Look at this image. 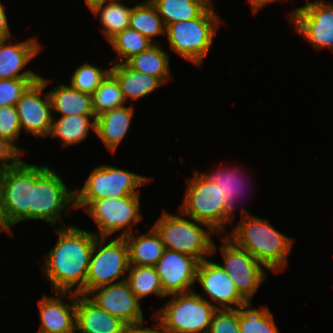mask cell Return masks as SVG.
Returning <instances> with one entry per match:
<instances>
[{
  "label": "cell",
  "instance_id": "obj_19",
  "mask_svg": "<svg viewBox=\"0 0 333 333\" xmlns=\"http://www.w3.org/2000/svg\"><path fill=\"white\" fill-rule=\"evenodd\" d=\"M0 41V79H40V75L24 67L43 50L35 37L9 44ZM23 72H22V71Z\"/></svg>",
  "mask_w": 333,
  "mask_h": 333
},
{
  "label": "cell",
  "instance_id": "obj_6",
  "mask_svg": "<svg viewBox=\"0 0 333 333\" xmlns=\"http://www.w3.org/2000/svg\"><path fill=\"white\" fill-rule=\"evenodd\" d=\"M171 295L164 307L156 309L154 319L171 333H208L218 306L194 290Z\"/></svg>",
  "mask_w": 333,
  "mask_h": 333
},
{
  "label": "cell",
  "instance_id": "obj_27",
  "mask_svg": "<svg viewBox=\"0 0 333 333\" xmlns=\"http://www.w3.org/2000/svg\"><path fill=\"white\" fill-rule=\"evenodd\" d=\"M158 10L164 25L199 17L212 0H150Z\"/></svg>",
  "mask_w": 333,
  "mask_h": 333
},
{
  "label": "cell",
  "instance_id": "obj_16",
  "mask_svg": "<svg viewBox=\"0 0 333 333\" xmlns=\"http://www.w3.org/2000/svg\"><path fill=\"white\" fill-rule=\"evenodd\" d=\"M199 261L187 254L165 249L155 268L167 295L193 291Z\"/></svg>",
  "mask_w": 333,
  "mask_h": 333
},
{
  "label": "cell",
  "instance_id": "obj_41",
  "mask_svg": "<svg viewBox=\"0 0 333 333\" xmlns=\"http://www.w3.org/2000/svg\"><path fill=\"white\" fill-rule=\"evenodd\" d=\"M4 5L0 1V41L11 39V32L9 28V22L5 13Z\"/></svg>",
  "mask_w": 333,
  "mask_h": 333
},
{
  "label": "cell",
  "instance_id": "obj_20",
  "mask_svg": "<svg viewBox=\"0 0 333 333\" xmlns=\"http://www.w3.org/2000/svg\"><path fill=\"white\" fill-rule=\"evenodd\" d=\"M129 333V327L93 303L87 295L77 294L76 332Z\"/></svg>",
  "mask_w": 333,
  "mask_h": 333
},
{
  "label": "cell",
  "instance_id": "obj_39",
  "mask_svg": "<svg viewBox=\"0 0 333 333\" xmlns=\"http://www.w3.org/2000/svg\"><path fill=\"white\" fill-rule=\"evenodd\" d=\"M23 154L7 139L0 137V171L17 165Z\"/></svg>",
  "mask_w": 333,
  "mask_h": 333
},
{
  "label": "cell",
  "instance_id": "obj_40",
  "mask_svg": "<svg viewBox=\"0 0 333 333\" xmlns=\"http://www.w3.org/2000/svg\"><path fill=\"white\" fill-rule=\"evenodd\" d=\"M155 321V328H145L143 327L144 323H140L134 327L129 328V333H171L157 319Z\"/></svg>",
  "mask_w": 333,
  "mask_h": 333
},
{
  "label": "cell",
  "instance_id": "obj_24",
  "mask_svg": "<svg viewBox=\"0 0 333 333\" xmlns=\"http://www.w3.org/2000/svg\"><path fill=\"white\" fill-rule=\"evenodd\" d=\"M48 94L53 116L54 113L62 116L95 115L91 94L80 92L71 85L60 84Z\"/></svg>",
  "mask_w": 333,
  "mask_h": 333
},
{
  "label": "cell",
  "instance_id": "obj_18",
  "mask_svg": "<svg viewBox=\"0 0 333 333\" xmlns=\"http://www.w3.org/2000/svg\"><path fill=\"white\" fill-rule=\"evenodd\" d=\"M57 297L43 295L39 299V331L44 333H75L76 331V299L77 294L55 292ZM69 299L68 302L62 299Z\"/></svg>",
  "mask_w": 333,
  "mask_h": 333
},
{
  "label": "cell",
  "instance_id": "obj_5",
  "mask_svg": "<svg viewBox=\"0 0 333 333\" xmlns=\"http://www.w3.org/2000/svg\"><path fill=\"white\" fill-rule=\"evenodd\" d=\"M21 160L17 165L1 172L3 227L11 233L21 221L29 220L32 208V185L48 169Z\"/></svg>",
  "mask_w": 333,
  "mask_h": 333
},
{
  "label": "cell",
  "instance_id": "obj_3",
  "mask_svg": "<svg viewBox=\"0 0 333 333\" xmlns=\"http://www.w3.org/2000/svg\"><path fill=\"white\" fill-rule=\"evenodd\" d=\"M192 221L189 217L186 219L162 211L153 227L159 233L165 249L190 255L201 262L216 252L217 247L211 239V234L216 232L204 223ZM200 224L208 229H203Z\"/></svg>",
  "mask_w": 333,
  "mask_h": 333
},
{
  "label": "cell",
  "instance_id": "obj_28",
  "mask_svg": "<svg viewBox=\"0 0 333 333\" xmlns=\"http://www.w3.org/2000/svg\"><path fill=\"white\" fill-rule=\"evenodd\" d=\"M126 63L136 71L158 78L163 84L168 82V77H172L169 55L157 43L133 56Z\"/></svg>",
  "mask_w": 333,
  "mask_h": 333
},
{
  "label": "cell",
  "instance_id": "obj_22",
  "mask_svg": "<svg viewBox=\"0 0 333 333\" xmlns=\"http://www.w3.org/2000/svg\"><path fill=\"white\" fill-rule=\"evenodd\" d=\"M110 69L120 85L126 103L129 98L140 99L164 85L158 78L136 71L127 63L114 64Z\"/></svg>",
  "mask_w": 333,
  "mask_h": 333
},
{
  "label": "cell",
  "instance_id": "obj_29",
  "mask_svg": "<svg viewBox=\"0 0 333 333\" xmlns=\"http://www.w3.org/2000/svg\"><path fill=\"white\" fill-rule=\"evenodd\" d=\"M121 1L123 2V0H112L91 11L95 16L100 17L101 30L108 42L130 26L132 7L122 4Z\"/></svg>",
  "mask_w": 333,
  "mask_h": 333
},
{
  "label": "cell",
  "instance_id": "obj_14",
  "mask_svg": "<svg viewBox=\"0 0 333 333\" xmlns=\"http://www.w3.org/2000/svg\"><path fill=\"white\" fill-rule=\"evenodd\" d=\"M49 81L47 78L40 77L16 104L21 129L36 138L47 137L51 129L53 114L48 92L44 98L41 97Z\"/></svg>",
  "mask_w": 333,
  "mask_h": 333
},
{
  "label": "cell",
  "instance_id": "obj_23",
  "mask_svg": "<svg viewBox=\"0 0 333 333\" xmlns=\"http://www.w3.org/2000/svg\"><path fill=\"white\" fill-rule=\"evenodd\" d=\"M129 250L130 265L155 267L165 250L159 233L154 227L143 235L135 236V233L124 237Z\"/></svg>",
  "mask_w": 333,
  "mask_h": 333
},
{
  "label": "cell",
  "instance_id": "obj_15",
  "mask_svg": "<svg viewBox=\"0 0 333 333\" xmlns=\"http://www.w3.org/2000/svg\"><path fill=\"white\" fill-rule=\"evenodd\" d=\"M98 307L111 316L119 318L129 328L144 323L140 300L135 296L126 280L104 285L91 290L87 296Z\"/></svg>",
  "mask_w": 333,
  "mask_h": 333
},
{
  "label": "cell",
  "instance_id": "obj_31",
  "mask_svg": "<svg viewBox=\"0 0 333 333\" xmlns=\"http://www.w3.org/2000/svg\"><path fill=\"white\" fill-rule=\"evenodd\" d=\"M128 274L126 281L140 301L141 298L151 294L159 297L167 296L162 290L161 281L155 267L130 265Z\"/></svg>",
  "mask_w": 333,
  "mask_h": 333
},
{
  "label": "cell",
  "instance_id": "obj_2",
  "mask_svg": "<svg viewBox=\"0 0 333 333\" xmlns=\"http://www.w3.org/2000/svg\"><path fill=\"white\" fill-rule=\"evenodd\" d=\"M240 219L227 238L247 250L265 268L277 273L286 269L293 238L243 208Z\"/></svg>",
  "mask_w": 333,
  "mask_h": 333
},
{
  "label": "cell",
  "instance_id": "obj_26",
  "mask_svg": "<svg viewBox=\"0 0 333 333\" xmlns=\"http://www.w3.org/2000/svg\"><path fill=\"white\" fill-rule=\"evenodd\" d=\"M218 168L216 172L210 174L204 173V175L210 179L214 185L219 189L222 196H224L225 204V225L230 224L233 221L234 208L237 199H239L244 193L245 182L243 175L239 169L235 168ZM245 194V193H244Z\"/></svg>",
  "mask_w": 333,
  "mask_h": 333
},
{
  "label": "cell",
  "instance_id": "obj_8",
  "mask_svg": "<svg viewBox=\"0 0 333 333\" xmlns=\"http://www.w3.org/2000/svg\"><path fill=\"white\" fill-rule=\"evenodd\" d=\"M188 185L180 214L208 225L214 232L221 234L225 230L224 196L204 173L194 171Z\"/></svg>",
  "mask_w": 333,
  "mask_h": 333
},
{
  "label": "cell",
  "instance_id": "obj_32",
  "mask_svg": "<svg viewBox=\"0 0 333 333\" xmlns=\"http://www.w3.org/2000/svg\"><path fill=\"white\" fill-rule=\"evenodd\" d=\"M251 306V301H248L238 308L240 333H279L267 307L256 309Z\"/></svg>",
  "mask_w": 333,
  "mask_h": 333
},
{
  "label": "cell",
  "instance_id": "obj_21",
  "mask_svg": "<svg viewBox=\"0 0 333 333\" xmlns=\"http://www.w3.org/2000/svg\"><path fill=\"white\" fill-rule=\"evenodd\" d=\"M120 106L106 111L96 118L95 134L113 154L129 131L134 108Z\"/></svg>",
  "mask_w": 333,
  "mask_h": 333
},
{
  "label": "cell",
  "instance_id": "obj_7",
  "mask_svg": "<svg viewBox=\"0 0 333 333\" xmlns=\"http://www.w3.org/2000/svg\"><path fill=\"white\" fill-rule=\"evenodd\" d=\"M150 182L145 176L111 165L95 167L82 189L75 191V209L85 208L91 201L122 198L139 193V187Z\"/></svg>",
  "mask_w": 333,
  "mask_h": 333
},
{
  "label": "cell",
  "instance_id": "obj_13",
  "mask_svg": "<svg viewBox=\"0 0 333 333\" xmlns=\"http://www.w3.org/2000/svg\"><path fill=\"white\" fill-rule=\"evenodd\" d=\"M306 3L290 13V23L317 49L333 50V3L325 0H306Z\"/></svg>",
  "mask_w": 333,
  "mask_h": 333
},
{
  "label": "cell",
  "instance_id": "obj_35",
  "mask_svg": "<svg viewBox=\"0 0 333 333\" xmlns=\"http://www.w3.org/2000/svg\"><path fill=\"white\" fill-rule=\"evenodd\" d=\"M110 72L111 69L104 71L98 66L84 63L75 69L70 85L80 92L92 94Z\"/></svg>",
  "mask_w": 333,
  "mask_h": 333
},
{
  "label": "cell",
  "instance_id": "obj_30",
  "mask_svg": "<svg viewBox=\"0 0 333 333\" xmlns=\"http://www.w3.org/2000/svg\"><path fill=\"white\" fill-rule=\"evenodd\" d=\"M130 28L140 32L153 43V37L166 34V26L160 17L157 8L150 0L133 6L130 15Z\"/></svg>",
  "mask_w": 333,
  "mask_h": 333
},
{
  "label": "cell",
  "instance_id": "obj_36",
  "mask_svg": "<svg viewBox=\"0 0 333 333\" xmlns=\"http://www.w3.org/2000/svg\"><path fill=\"white\" fill-rule=\"evenodd\" d=\"M21 131L16 106L7 105L0 107V137L10 141L24 155V149H20L16 145Z\"/></svg>",
  "mask_w": 333,
  "mask_h": 333
},
{
  "label": "cell",
  "instance_id": "obj_1",
  "mask_svg": "<svg viewBox=\"0 0 333 333\" xmlns=\"http://www.w3.org/2000/svg\"><path fill=\"white\" fill-rule=\"evenodd\" d=\"M58 239L41 270L56 292L86 295L90 256L97 236L74 225L57 228Z\"/></svg>",
  "mask_w": 333,
  "mask_h": 333
},
{
  "label": "cell",
  "instance_id": "obj_37",
  "mask_svg": "<svg viewBox=\"0 0 333 333\" xmlns=\"http://www.w3.org/2000/svg\"><path fill=\"white\" fill-rule=\"evenodd\" d=\"M39 79H0V107L16 106L27 89Z\"/></svg>",
  "mask_w": 333,
  "mask_h": 333
},
{
  "label": "cell",
  "instance_id": "obj_34",
  "mask_svg": "<svg viewBox=\"0 0 333 333\" xmlns=\"http://www.w3.org/2000/svg\"><path fill=\"white\" fill-rule=\"evenodd\" d=\"M91 97L96 117L111 109L124 106L126 102L117 79L111 73L91 94Z\"/></svg>",
  "mask_w": 333,
  "mask_h": 333
},
{
  "label": "cell",
  "instance_id": "obj_42",
  "mask_svg": "<svg viewBox=\"0 0 333 333\" xmlns=\"http://www.w3.org/2000/svg\"><path fill=\"white\" fill-rule=\"evenodd\" d=\"M248 1L251 6L252 13L256 14L258 12L259 8H262L263 6H265L269 3L279 2L282 0H248Z\"/></svg>",
  "mask_w": 333,
  "mask_h": 333
},
{
  "label": "cell",
  "instance_id": "obj_33",
  "mask_svg": "<svg viewBox=\"0 0 333 333\" xmlns=\"http://www.w3.org/2000/svg\"><path fill=\"white\" fill-rule=\"evenodd\" d=\"M113 50L117 53L116 62L114 64L126 63L133 56L138 55L144 50H147L154 43L145 37L140 32L126 28L118 33L109 42Z\"/></svg>",
  "mask_w": 333,
  "mask_h": 333
},
{
  "label": "cell",
  "instance_id": "obj_43",
  "mask_svg": "<svg viewBox=\"0 0 333 333\" xmlns=\"http://www.w3.org/2000/svg\"><path fill=\"white\" fill-rule=\"evenodd\" d=\"M6 231L12 235L9 230L3 227V207H2V183H1V171H0V231Z\"/></svg>",
  "mask_w": 333,
  "mask_h": 333
},
{
  "label": "cell",
  "instance_id": "obj_11",
  "mask_svg": "<svg viewBox=\"0 0 333 333\" xmlns=\"http://www.w3.org/2000/svg\"><path fill=\"white\" fill-rule=\"evenodd\" d=\"M84 210L92 217L99 229V232H94L97 237L110 238L112 234L122 230L118 237L124 238L132 234L134 224L142 220L139 213V194L91 201Z\"/></svg>",
  "mask_w": 333,
  "mask_h": 333
},
{
  "label": "cell",
  "instance_id": "obj_17",
  "mask_svg": "<svg viewBox=\"0 0 333 333\" xmlns=\"http://www.w3.org/2000/svg\"><path fill=\"white\" fill-rule=\"evenodd\" d=\"M196 281L200 283L209 299L220 304L218 309H238L240 305L247 302L239 294L233 280L218 263L207 259L199 262Z\"/></svg>",
  "mask_w": 333,
  "mask_h": 333
},
{
  "label": "cell",
  "instance_id": "obj_44",
  "mask_svg": "<svg viewBox=\"0 0 333 333\" xmlns=\"http://www.w3.org/2000/svg\"><path fill=\"white\" fill-rule=\"evenodd\" d=\"M112 0H85L86 5L88 8L92 11L95 7L103 5L107 2H110Z\"/></svg>",
  "mask_w": 333,
  "mask_h": 333
},
{
  "label": "cell",
  "instance_id": "obj_38",
  "mask_svg": "<svg viewBox=\"0 0 333 333\" xmlns=\"http://www.w3.org/2000/svg\"><path fill=\"white\" fill-rule=\"evenodd\" d=\"M208 333H240L239 310L217 309L213 314Z\"/></svg>",
  "mask_w": 333,
  "mask_h": 333
},
{
  "label": "cell",
  "instance_id": "obj_10",
  "mask_svg": "<svg viewBox=\"0 0 333 333\" xmlns=\"http://www.w3.org/2000/svg\"><path fill=\"white\" fill-rule=\"evenodd\" d=\"M75 208V191L67 188L59 173L48 168L32 185V208H29V220H42L53 226L60 220L62 213L68 216L67 206ZM63 211V212H62Z\"/></svg>",
  "mask_w": 333,
  "mask_h": 333
},
{
  "label": "cell",
  "instance_id": "obj_25",
  "mask_svg": "<svg viewBox=\"0 0 333 333\" xmlns=\"http://www.w3.org/2000/svg\"><path fill=\"white\" fill-rule=\"evenodd\" d=\"M96 118L95 115H70L57 119L55 115L48 136L60 138L63 148L76 145L87 138L90 128L95 132Z\"/></svg>",
  "mask_w": 333,
  "mask_h": 333
},
{
  "label": "cell",
  "instance_id": "obj_9",
  "mask_svg": "<svg viewBox=\"0 0 333 333\" xmlns=\"http://www.w3.org/2000/svg\"><path fill=\"white\" fill-rule=\"evenodd\" d=\"M106 240L104 237L95 239L86 278V295L95 288L126 280V277L120 278L130 266L127 242L123 237L104 244Z\"/></svg>",
  "mask_w": 333,
  "mask_h": 333
},
{
  "label": "cell",
  "instance_id": "obj_12",
  "mask_svg": "<svg viewBox=\"0 0 333 333\" xmlns=\"http://www.w3.org/2000/svg\"><path fill=\"white\" fill-rule=\"evenodd\" d=\"M220 246L224 265L219 264L233 280L239 294L248 302L266 278V271L247 250L239 248L230 239L222 237Z\"/></svg>",
  "mask_w": 333,
  "mask_h": 333
},
{
  "label": "cell",
  "instance_id": "obj_4",
  "mask_svg": "<svg viewBox=\"0 0 333 333\" xmlns=\"http://www.w3.org/2000/svg\"><path fill=\"white\" fill-rule=\"evenodd\" d=\"M213 3L197 18L171 23L166 27L169 48L181 57L201 67L212 46L218 23Z\"/></svg>",
  "mask_w": 333,
  "mask_h": 333
}]
</instances>
